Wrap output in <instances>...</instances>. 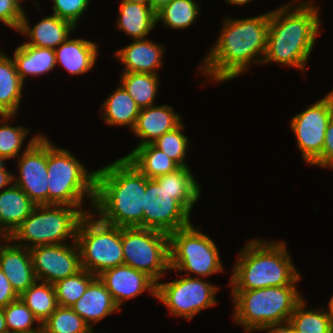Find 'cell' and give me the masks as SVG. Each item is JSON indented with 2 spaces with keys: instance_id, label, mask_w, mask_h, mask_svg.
Segmentation results:
<instances>
[{
  "instance_id": "cell-1",
  "label": "cell",
  "mask_w": 333,
  "mask_h": 333,
  "mask_svg": "<svg viewBox=\"0 0 333 333\" xmlns=\"http://www.w3.org/2000/svg\"><path fill=\"white\" fill-rule=\"evenodd\" d=\"M269 18L270 12L237 20L225 18L216 44L199 67L201 73L212 81L224 82L247 70L251 62L262 64L268 43Z\"/></svg>"
},
{
  "instance_id": "cell-2",
  "label": "cell",
  "mask_w": 333,
  "mask_h": 333,
  "mask_svg": "<svg viewBox=\"0 0 333 333\" xmlns=\"http://www.w3.org/2000/svg\"><path fill=\"white\" fill-rule=\"evenodd\" d=\"M145 190L146 176L125 157L101 167L96 170V217L113 226L143 228Z\"/></svg>"
},
{
  "instance_id": "cell-3",
  "label": "cell",
  "mask_w": 333,
  "mask_h": 333,
  "mask_svg": "<svg viewBox=\"0 0 333 333\" xmlns=\"http://www.w3.org/2000/svg\"><path fill=\"white\" fill-rule=\"evenodd\" d=\"M315 6L311 1L299 2L295 8L288 3L270 12L268 43L262 64L276 62L305 72L320 31L319 10Z\"/></svg>"
},
{
  "instance_id": "cell-4",
  "label": "cell",
  "mask_w": 333,
  "mask_h": 333,
  "mask_svg": "<svg viewBox=\"0 0 333 333\" xmlns=\"http://www.w3.org/2000/svg\"><path fill=\"white\" fill-rule=\"evenodd\" d=\"M233 267L232 290L295 285L301 279L284 241L250 240Z\"/></svg>"
},
{
  "instance_id": "cell-5",
  "label": "cell",
  "mask_w": 333,
  "mask_h": 333,
  "mask_svg": "<svg viewBox=\"0 0 333 333\" xmlns=\"http://www.w3.org/2000/svg\"><path fill=\"white\" fill-rule=\"evenodd\" d=\"M296 285L254 290H232L235 323L246 332L270 324L287 322L295 306L303 299Z\"/></svg>"
},
{
  "instance_id": "cell-6",
  "label": "cell",
  "mask_w": 333,
  "mask_h": 333,
  "mask_svg": "<svg viewBox=\"0 0 333 333\" xmlns=\"http://www.w3.org/2000/svg\"><path fill=\"white\" fill-rule=\"evenodd\" d=\"M48 205L82 208L83 198L94 205L96 170L88 171L72 153L47 139Z\"/></svg>"
},
{
  "instance_id": "cell-7",
  "label": "cell",
  "mask_w": 333,
  "mask_h": 333,
  "mask_svg": "<svg viewBox=\"0 0 333 333\" xmlns=\"http://www.w3.org/2000/svg\"><path fill=\"white\" fill-rule=\"evenodd\" d=\"M81 209L69 205H36L9 239L26 248L64 244L69 238L76 241L79 223L90 213ZM23 242H31L32 245L26 246Z\"/></svg>"
},
{
  "instance_id": "cell-8",
  "label": "cell",
  "mask_w": 333,
  "mask_h": 333,
  "mask_svg": "<svg viewBox=\"0 0 333 333\" xmlns=\"http://www.w3.org/2000/svg\"><path fill=\"white\" fill-rule=\"evenodd\" d=\"M88 213L80 221L76 242L80 251L81 267L95 276L124 264L122 227L96 219Z\"/></svg>"
},
{
  "instance_id": "cell-9",
  "label": "cell",
  "mask_w": 333,
  "mask_h": 333,
  "mask_svg": "<svg viewBox=\"0 0 333 333\" xmlns=\"http://www.w3.org/2000/svg\"><path fill=\"white\" fill-rule=\"evenodd\" d=\"M192 224L169 235L170 270L205 278L223 270L214 241Z\"/></svg>"
},
{
  "instance_id": "cell-10",
  "label": "cell",
  "mask_w": 333,
  "mask_h": 333,
  "mask_svg": "<svg viewBox=\"0 0 333 333\" xmlns=\"http://www.w3.org/2000/svg\"><path fill=\"white\" fill-rule=\"evenodd\" d=\"M124 264L146 273L156 283L170 270L169 235L141 227H122Z\"/></svg>"
},
{
  "instance_id": "cell-11",
  "label": "cell",
  "mask_w": 333,
  "mask_h": 333,
  "mask_svg": "<svg viewBox=\"0 0 333 333\" xmlns=\"http://www.w3.org/2000/svg\"><path fill=\"white\" fill-rule=\"evenodd\" d=\"M172 282L157 283L156 299L177 317L193 318L200 311L216 305L215 294L219 287L199 277H184Z\"/></svg>"
},
{
  "instance_id": "cell-12",
  "label": "cell",
  "mask_w": 333,
  "mask_h": 333,
  "mask_svg": "<svg viewBox=\"0 0 333 333\" xmlns=\"http://www.w3.org/2000/svg\"><path fill=\"white\" fill-rule=\"evenodd\" d=\"M332 117L333 95L329 92L324 98L291 119L290 127L306 163L321 166L325 132Z\"/></svg>"
},
{
  "instance_id": "cell-13",
  "label": "cell",
  "mask_w": 333,
  "mask_h": 333,
  "mask_svg": "<svg viewBox=\"0 0 333 333\" xmlns=\"http://www.w3.org/2000/svg\"><path fill=\"white\" fill-rule=\"evenodd\" d=\"M190 213L155 179L146 177L143 206V228L170 235L191 224Z\"/></svg>"
},
{
  "instance_id": "cell-14",
  "label": "cell",
  "mask_w": 333,
  "mask_h": 333,
  "mask_svg": "<svg viewBox=\"0 0 333 333\" xmlns=\"http://www.w3.org/2000/svg\"><path fill=\"white\" fill-rule=\"evenodd\" d=\"M22 152L18 157L19 174L13 176V183L35 205H48L47 138L34 136Z\"/></svg>"
},
{
  "instance_id": "cell-15",
  "label": "cell",
  "mask_w": 333,
  "mask_h": 333,
  "mask_svg": "<svg viewBox=\"0 0 333 333\" xmlns=\"http://www.w3.org/2000/svg\"><path fill=\"white\" fill-rule=\"evenodd\" d=\"M72 242L70 245L64 243L29 248L38 281L54 284L82 269L78 244Z\"/></svg>"
},
{
  "instance_id": "cell-16",
  "label": "cell",
  "mask_w": 333,
  "mask_h": 333,
  "mask_svg": "<svg viewBox=\"0 0 333 333\" xmlns=\"http://www.w3.org/2000/svg\"><path fill=\"white\" fill-rule=\"evenodd\" d=\"M120 308L124 300L133 299L148 290L156 298L157 283L146 273L122 264L98 275Z\"/></svg>"
},
{
  "instance_id": "cell-17",
  "label": "cell",
  "mask_w": 333,
  "mask_h": 333,
  "mask_svg": "<svg viewBox=\"0 0 333 333\" xmlns=\"http://www.w3.org/2000/svg\"><path fill=\"white\" fill-rule=\"evenodd\" d=\"M4 240L7 244L0 245V269L10 281L12 289L20 296L37 281L30 250L15 244L9 238Z\"/></svg>"
},
{
  "instance_id": "cell-18",
  "label": "cell",
  "mask_w": 333,
  "mask_h": 333,
  "mask_svg": "<svg viewBox=\"0 0 333 333\" xmlns=\"http://www.w3.org/2000/svg\"><path fill=\"white\" fill-rule=\"evenodd\" d=\"M181 123L180 115L176 114L170 105H152L140 109L132 132L141 139L139 145L152 144L160 136L174 130Z\"/></svg>"
},
{
  "instance_id": "cell-19",
  "label": "cell",
  "mask_w": 333,
  "mask_h": 333,
  "mask_svg": "<svg viewBox=\"0 0 333 333\" xmlns=\"http://www.w3.org/2000/svg\"><path fill=\"white\" fill-rule=\"evenodd\" d=\"M164 50L162 45L145 38L133 40L114 54L125 65L124 72L158 75L156 71L162 68Z\"/></svg>"
},
{
  "instance_id": "cell-20",
  "label": "cell",
  "mask_w": 333,
  "mask_h": 333,
  "mask_svg": "<svg viewBox=\"0 0 333 333\" xmlns=\"http://www.w3.org/2000/svg\"><path fill=\"white\" fill-rule=\"evenodd\" d=\"M25 11L18 32L29 38L27 45L56 49L63 43L76 28L71 22L59 18L53 14L44 17L34 27H30Z\"/></svg>"
},
{
  "instance_id": "cell-21",
  "label": "cell",
  "mask_w": 333,
  "mask_h": 333,
  "mask_svg": "<svg viewBox=\"0 0 333 333\" xmlns=\"http://www.w3.org/2000/svg\"><path fill=\"white\" fill-rule=\"evenodd\" d=\"M71 308L91 327L106 316L121 310L114 302L111 293L96 276L88 285L85 293ZM93 322L91 325L90 323Z\"/></svg>"
},
{
  "instance_id": "cell-22",
  "label": "cell",
  "mask_w": 333,
  "mask_h": 333,
  "mask_svg": "<svg viewBox=\"0 0 333 333\" xmlns=\"http://www.w3.org/2000/svg\"><path fill=\"white\" fill-rule=\"evenodd\" d=\"M36 205L15 183L0 192V233L9 238Z\"/></svg>"
},
{
  "instance_id": "cell-23",
  "label": "cell",
  "mask_w": 333,
  "mask_h": 333,
  "mask_svg": "<svg viewBox=\"0 0 333 333\" xmlns=\"http://www.w3.org/2000/svg\"><path fill=\"white\" fill-rule=\"evenodd\" d=\"M54 51L56 64L63 66L70 75L89 71L98 57L97 43L80 38L70 39V36Z\"/></svg>"
},
{
  "instance_id": "cell-24",
  "label": "cell",
  "mask_w": 333,
  "mask_h": 333,
  "mask_svg": "<svg viewBox=\"0 0 333 333\" xmlns=\"http://www.w3.org/2000/svg\"><path fill=\"white\" fill-rule=\"evenodd\" d=\"M24 82L19 77L13 58L0 50V120L7 121L16 116ZM0 121V123H1Z\"/></svg>"
},
{
  "instance_id": "cell-25",
  "label": "cell",
  "mask_w": 333,
  "mask_h": 333,
  "mask_svg": "<svg viewBox=\"0 0 333 333\" xmlns=\"http://www.w3.org/2000/svg\"><path fill=\"white\" fill-rule=\"evenodd\" d=\"M117 27L132 37V40L145 39L157 25L156 13L150 5L120 2Z\"/></svg>"
},
{
  "instance_id": "cell-26",
  "label": "cell",
  "mask_w": 333,
  "mask_h": 333,
  "mask_svg": "<svg viewBox=\"0 0 333 333\" xmlns=\"http://www.w3.org/2000/svg\"><path fill=\"white\" fill-rule=\"evenodd\" d=\"M155 180L189 213H191L193 205L200 199L201 188L189 167L180 166Z\"/></svg>"
},
{
  "instance_id": "cell-27",
  "label": "cell",
  "mask_w": 333,
  "mask_h": 333,
  "mask_svg": "<svg viewBox=\"0 0 333 333\" xmlns=\"http://www.w3.org/2000/svg\"><path fill=\"white\" fill-rule=\"evenodd\" d=\"M12 58L23 82L28 75L31 77L44 75L57 65L54 49L31 46L25 43L14 50Z\"/></svg>"
},
{
  "instance_id": "cell-28",
  "label": "cell",
  "mask_w": 333,
  "mask_h": 333,
  "mask_svg": "<svg viewBox=\"0 0 333 333\" xmlns=\"http://www.w3.org/2000/svg\"><path fill=\"white\" fill-rule=\"evenodd\" d=\"M124 157L149 179L166 175L180 167L153 144L138 145Z\"/></svg>"
},
{
  "instance_id": "cell-29",
  "label": "cell",
  "mask_w": 333,
  "mask_h": 333,
  "mask_svg": "<svg viewBox=\"0 0 333 333\" xmlns=\"http://www.w3.org/2000/svg\"><path fill=\"white\" fill-rule=\"evenodd\" d=\"M101 107L103 108L102 118L107 125L118 127L126 125L131 128V131L140 112V108L122 85L113 91Z\"/></svg>"
},
{
  "instance_id": "cell-30",
  "label": "cell",
  "mask_w": 333,
  "mask_h": 333,
  "mask_svg": "<svg viewBox=\"0 0 333 333\" xmlns=\"http://www.w3.org/2000/svg\"><path fill=\"white\" fill-rule=\"evenodd\" d=\"M120 77L121 85L140 109L154 105L160 81L158 75L123 72Z\"/></svg>"
},
{
  "instance_id": "cell-31",
  "label": "cell",
  "mask_w": 333,
  "mask_h": 333,
  "mask_svg": "<svg viewBox=\"0 0 333 333\" xmlns=\"http://www.w3.org/2000/svg\"><path fill=\"white\" fill-rule=\"evenodd\" d=\"M19 298L42 324L58 307L53 284L38 280L24 291Z\"/></svg>"
},
{
  "instance_id": "cell-32",
  "label": "cell",
  "mask_w": 333,
  "mask_h": 333,
  "mask_svg": "<svg viewBox=\"0 0 333 333\" xmlns=\"http://www.w3.org/2000/svg\"><path fill=\"white\" fill-rule=\"evenodd\" d=\"M198 5L195 0H172L156 13V23L162 20L165 27L185 29L196 21Z\"/></svg>"
},
{
  "instance_id": "cell-33",
  "label": "cell",
  "mask_w": 333,
  "mask_h": 333,
  "mask_svg": "<svg viewBox=\"0 0 333 333\" xmlns=\"http://www.w3.org/2000/svg\"><path fill=\"white\" fill-rule=\"evenodd\" d=\"M304 298L295 306L288 322L294 333H328L332 319L325 308L306 310ZM305 308V309H304Z\"/></svg>"
},
{
  "instance_id": "cell-34",
  "label": "cell",
  "mask_w": 333,
  "mask_h": 333,
  "mask_svg": "<svg viewBox=\"0 0 333 333\" xmlns=\"http://www.w3.org/2000/svg\"><path fill=\"white\" fill-rule=\"evenodd\" d=\"M96 276L85 269L53 284L58 306L71 307L85 293L89 283Z\"/></svg>"
},
{
  "instance_id": "cell-35",
  "label": "cell",
  "mask_w": 333,
  "mask_h": 333,
  "mask_svg": "<svg viewBox=\"0 0 333 333\" xmlns=\"http://www.w3.org/2000/svg\"><path fill=\"white\" fill-rule=\"evenodd\" d=\"M90 328L71 307L62 306L42 323V333H86Z\"/></svg>"
},
{
  "instance_id": "cell-36",
  "label": "cell",
  "mask_w": 333,
  "mask_h": 333,
  "mask_svg": "<svg viewBox=\"0 0 333 333\" xmlns=\"http://www.w3.org/2000/svg\"><path fill=\"white\" fill-rule=\"evenodd\" d=\"M8 333H42V324L25 303L18 298L3 308ZM39 327L34 329V323Z\"/></svg>"
},
{
  "instance_id": "cell-37",
  "label": "cell",
  "mask_w": 333,
  "mask_h": 333,
  "mask_svg": "<svg viewBox=\"0 0 333 333\" xmlns=\"http://www.w3.org/2000/svg\"><path fill=\"white\" fill-rule=\"evenodd\" d=\"M182 124L174 130L163 134L152 144L179 166L189 167L185 162L189 139L182 133V130L185 129Z\"/></svg>"
},
{
  "instance_id": "cell-38",
  "label": "cell",
  "mask_w": 333,
  "mask_h": 333,
  "mask_svg": "<svg viewBox=\"0 0 333 333\" xmlns=\"http://www.w3.org/2000/svg\"><path fill=\"white\" fill-rule=\"evenodd\" d=\"M30 129L23 126H11L8 123L0 125V161H6L20 154L21 146Z\"/></svg>"
},
{
  "instance_id": "cell-39",
  "label": "cell",
  "mask_w": 333,
  "mask_h": 333,
  "mask_svg": "<svg viewBox=\"0 0 333 333\" xmlns=\"http://www.w3.org/2000/svg\"><path fill=\"white\" fill-rule=\"evenodd\" d=\"M90 2L91 0H53V14L77 27L78 20L86 12Z\"/></svg>"
},
{
  "instance_id": "cell-40",
  "label": "cell",
  "mask_w": 333,
  "mask_h": 333,
  "mask_svg": "<svg viewBox=\"0 0 333 333\" xmlns=\"http://www.w3.org/2000/svg\"><path fill=\"white\" fill-rule=\"evenodd\" d=\"M21 2V0H0V21L17 31L24 14Z\"/></svg>"
},
{
  "instance_id": "cell-41",
  "label": "cell",
  "mask_w": 333,
  "mask_h": 333,
  "mask_svg": "<svg viewBox=\"0 0 333 333\" xmlns=\"http://www.w3.org/2000/svg\"><path fill=\"white\" fill-rule=\"evenodd\" d=\"M321 167L333 168V117L328 123L321 153Z\"/></svg>"
},
{
  "instance_id": "cell-42",
  "label": "cell",
  "mask_w": 333,
  "mask_h": 333,
  "mask_svg": "<svg viewBox=\"0 0 333 333\" xmlns=\"http://www.w3.org/2000/svg\"><path fill=\"white\" fill-rule=\"evenodd\" d=\"M18 298L19 296L12 289L10 281L0 269V309H3Z\"/></svg>"
},
{
  "instance_id": "cell-43",
  "label": "cell",
  "mask_w": 333,
  "mask_h": 333,
  "mask_svg": "<svg viewBox=\"0 0 333 333\" xmlns=\"http://www.w3.org/2000/svg\"><path fill=\"white\" fill-rule=\"evenodd\" d=\"M258 330L259 331L268 330V333H294L293 327L290 325V323L288 321L283 322V323L270 324V325L264 326Z\"/></svg>"
},
{
  "instance_id": "cell-44",
  "label": "cell",
  "mask_w": 333,
  "mask_h": 333,
  "mask_svg": "<svg viewBox=\"0 0 333 333\" xmlns=\"http://www.w3.org/2000/svg\"><path fill=\"white\" fill-rule=\"evenodd\" d=\"M4 164H6L4 161H0V190L13 183L14 174L9 173Z\"/></svg>"
},
{
  "instance_id": "cell-45",
  "label": "cell",
  "mask_w": 333,
  "mask_h": 333,
  "mask_svg": "<svg viewBox=\"0 0 333 333\" xmlns=\"http://www.w3.org/2000/svg\"><path fill=\"white\" fill-rule=\"evenodd\" d=\"M172 0H149V5L152 10L157 13L161 10L164 6L170 3Z\"/></svg>"
},
{
  "instance_id": "cell-46",
  "label": "cell",
  "mask_w": 333,
  "mask_h": 333,
  "mask_svg": "<svg viewBox=\"0 0 333 333\" xmlns=\"http://www.w3.org/2000/svg\"><path fill=\"white\" fill-rule=\"evenodd\" d=\"M0 333H8L3 309H0Z\"/></svg>"
},
{
  "instance_id": "cell-47",
  "label": "cell",
  "mask_w": 333,
  "mask_h": 333,
  "mask_svg": "<svg viewBox=\"0 0 333 333\" xmlns=\"http://www.w3.org/2000/svg\"><path fill=\"white\" fill-rule=\"evenodd\" d=\"M250 1L251 0H226V2L228 4H233V5H237V6L244 5Z\"/></svg>"
},
{
  "instance_id": "cell-48",
  "label": "cell",
  "mask_w": 333,
  "mask_h": 333,
  "mask_svg": "<svg viewBox=\"0 0 333 333\" xmlns=\"http://www.w3.org/2000/svg\"><path fill=\"white\" fill-rule=\"evenodd\" d=\"M329 310H326V313L329 315V317L333 320V296L331 297V299L329 300Z\"/></svg>"
},
{
  "instance_id": "cell-49",
  "label": "cell",
  "mask_w": 333,
  "mask_h": 333,
  "mask_svg": "<svg viewBox=\"0 0 333 333\" xmlns=\"http://www.w3.org/2000/svg\"><path fill=\"white\" fill-rule=\"evenodd\" d=\"M125 1L130 2V3H141V4L149 5V0H125Z\"/></svg>"
},
{
  "instance_id": "cell-50",
  "label": "cell",
  "mask_w": 333,
  "mask_h": 333,
  "mask_svg": "<svg viewBox=\"0 0 333 333\" xmlns=\"http://www.w3.org/2000/svg\"><path fill=\"white\" fill-rule=\"evenodd\" d=\"M328 333H333V320L331 322L330 328H329V332Z\"/></svg>"
},
{
  "instance_id": "cell-51",
  "label": "cell",
  "mask_w": 333,
  "mask_h": 333,
  "mask_svg": "<svg viewBox=\"0 0 333 333\" xmlns=\"http://www.w3.org/2000/svg\"><path fill=\"white\" fill-rule=\"evenodd\" d=\"M92 329H93V328H90L86 333H96V332H93Z\"/></svg>"
},
{
  "instance_id": "cell-52",
  "label": "cell",
  "mask_w": 333,
  "mask_h": 333,
  "mask_svg": "<svg viewBox=\"0 0 333 333\" xmlns=\"http://www.w3.org/2000/svg\"><path fill=\"white\" fill-rule=\"evenodd\" d=\"M4 236L0 233V240L2 241V240H4Z\"/></svg>"
}]
</instances>
